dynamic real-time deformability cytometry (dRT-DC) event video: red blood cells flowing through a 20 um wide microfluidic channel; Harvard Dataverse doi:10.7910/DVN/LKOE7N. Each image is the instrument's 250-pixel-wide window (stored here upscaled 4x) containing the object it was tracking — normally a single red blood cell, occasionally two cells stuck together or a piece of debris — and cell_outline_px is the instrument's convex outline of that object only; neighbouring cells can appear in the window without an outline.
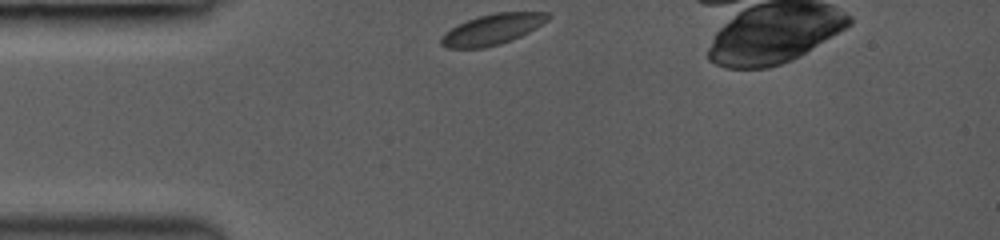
{"species": "common noctule bat (a hibernating species)", "species_latin": "Nyctalus noctula", "temperature_condition": "room temperature", "stored_images_in_passage": 21, "camera_frame_rate_fps": 3000, "um_per_image_px": 0.085, "animal": {"sex": "female", "body_mass_g": 19.0, "forearm_length_mm": 53.3}, "frame": {"image": 1, "passage_image": 1, "time_ms": 0.0, "image_size_px": [1000, 240], "cell_outline_px": [[552, 16], [548, 20], [536, 28], [512, 40], [500, 44], [484, 48], [444, 48], [440, 44], [440, 36], [444, 32], [456, 24], [480, 16], [496, 12], [548, 12]], "centroid_in_image_um": [41.82, 2.5], "position_along_channel_um": 43.2, "area_um2": 19.25}}
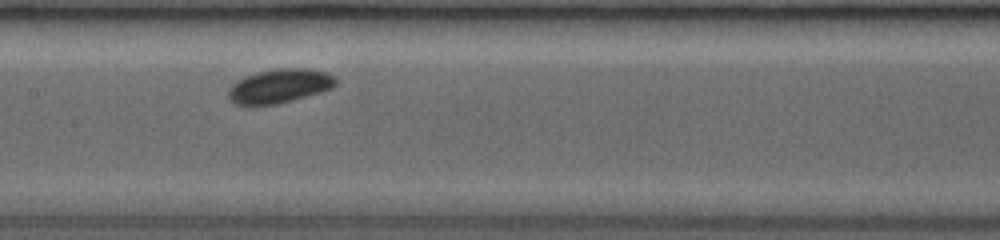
{"frame": {"image": 2, "passage_image": 10, "time_ms": 4.0, "image_size_px": [1000, 240], "cell_outline_px": [[336, 84], [332, 88], [320, 92], [292, 100], [276, 104], [248, 108], [232, 104], [228, 96], [228, 88], [236, 80], [244, 76], [260, 72], [280, 68], [304, 68], [328, 72], [336, 76]], "centroid_in_image_um": [23.69, 7.35], "position_along_channel_um": 183.7, "area_um2": 21.85}}
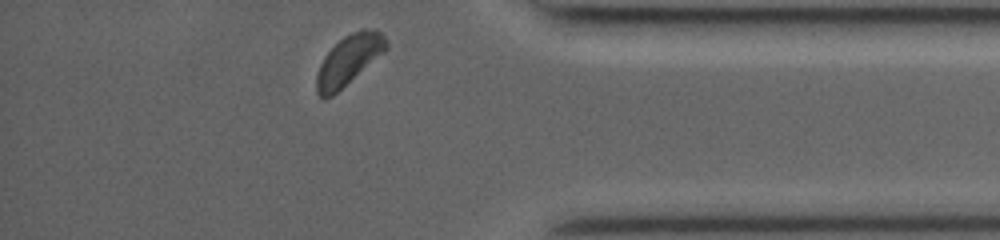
{"frame": {"image": 3, "passage_image": 21, "time_ms": 9.667, "image_size_px": [1000, 240], "cell_outline_px": [[388, 48], [384, 52], [332, 96], [324, 100], [316, 92], [316, 76], [320, 64], [324, 56], [344, 36], [360, 28], [376, 28], [388, 40]], "centroid_in_image_um": [29.65, 5.08], "position_along_channel_um": 405.5, "area_um2": 20.17}}